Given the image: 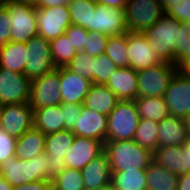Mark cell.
I'll list each match as a JSON object with an SVG mask.
<instances>
[{
	"label": "cell",
	"mask_w": 190,
	"mask_h": 190,
	"mask_svg": "<svg viewBox=\"0 0 190 190\" xmlns=\"http://www.w3.org/2000/svg\"><path fill=\"white\" fill-rule=\"evenodd\" d=\"M104 152L108 156L111 172L146 170L154 160L153 152L134 140H106Z\"/></svg>",
	"instance_id": "cell-1"
},
{
	"label": "cell",
	"mask_w": 190,
	"mask_h": 190,
	"mask_svg": "<svg viewBox=\"0 0 190 190\" xmlns=\"http://www.w3.org/2000/svg\"><path fill=\"white\" fill-rule=\"evenodd\" d=\"M49 170L50 163L45 152L28 161H22L13 156L0 165V175L12 187L38 180H49Z\"/></svg>",
	"instance_id": "cell-2"
},
{
	"label": "cell",
	"mask_w": 190,
	"mask_h": 190,
	"mask_svg": "<svg viewBox=\"0 0 190 190\" xmlns=\"http://www.w3.org/2000/svg\"><path fill=\"white\" fill-rule=\"evenodd\" d=\"M180 23L164 14L144 32L149 46L161 62L175 64V48L179 45Z\"/></svg>",
	"instance_id": "cell-3"
},
{
	"label": "cell",
	"mask_w": 190,
	"mask_h": 190,
	"mask_svg": "<svg viewBox=\"0 0 190 190\" xmlns=\"http://www.w3.org/2000/svg\"><path fill=\"white\" fill-rule=\"evenodd\" d=\"M140 116L134 100H120L108 115L107 140H133Z\"/></svg>",
	"instance_id": "cell-4"
},
{
	"label": "cell",
	"mask_w": 190,
	"mask_h": 190,
	"mask_svg": "<svg viewBox=\"0 0 190 190\" xmlns=\"http://www.w3.org/2000/svg\"><path fill=\"white\" fill-rule=\"evenodd\" d=\"M176 72V64L166 62L138 70V97H164Z\"/></svg>",
	"instance_id": "cell-5"
},
{
	"label": "cell",
	"mask_w": 190,
	"mask_h": 190,
	"mask_svg": "<svg viewBox=\"0 0 190 190\" xmlns=\"http://www.w3.org/2000/svg\"><path fill=\"white\" fill-rule=\"evenodd\" d=\"M4 7L11 17L12 42L26 43L38 35L37 12L34 5L8 0Z\"/></svg>",
	"instance_id": "cell-6"
},
{
	"label": "cell",
	"mask_w": 190,
	"mask_h": 190,
	"mask_svg": "<svg viewBox=\"0 0 190 190\" xmlns=\"http://www.w3.org/2000/svg\"><path fill=\"white\" fill-rule=\"evenodd\" d=\"M126 20L128 31L144 33L165 13L158 0H127Z\"/></svg>",
	"instance_id": "cell-7"
},
{
	"label": "cell",
	"mask_w": 190,
	"mask_h": 190,
	"mask_svg": "<svg viewBox=\"0 0 190 190\" xmlns=\"http://www.w3.org/2000/svg\"><path fill=\"white\" fill-rule=\"evenodd\" d=\"M25 75L36 79L56 69L50 50V41L39 35L26 42Z\"/></svg>",
	"instance_id": "cell-8"
},
{
	"label": "cell",
	"mask_w": 190,
	"mask_h": 190,
	"mask_svg": "<svg viewBox=\"0 0 190 190\" xmlns=\"http://www.w3.org/2000/svg\"><path fill=\"white\" fill-rule=\"evenodd\" d=\"M59 86V68L31 80L29 105L33 110L60 105L62 98Z\"/></svg>",
	"instance_id": "cell-9"
},
{
	"label": "cell",
	"mask_w": 190,
	"mask_h": 190,
	"mask_svg": "<svg viewBox=\"0 0 190 190\" xmlns=\"http://www.w3.org/2000/svg\"><path fill=\"white\" fill-rule=\"evenodd\" d=\"M31 80L24 74L0 67V104L29 103Z\"/></svg>",
	"instance_id": "cell-10"
},
{
	"label": "cell",
	"mask_w": 190,
	"mask_h": 190,
	"mask_svg": "<svg viewBox=\"0 0 190 190\" xmlns=\"http://www.w3.org/2000/svg\"><path fill=\"white\" fill-rule=\"evenodd\" d=\"M164 99L169 114L185 119L190 115V76L176 72L168 89L165 91Z\"/></svg>",
	"instance_id": "cell-11"
},
{
	"label": "cell",
	"mask_w": 190,
	"mask_h": 190,
	"mask_svg": "<svg viewBox=\"0 0 190 190\" xmlns=\"http://www.w3.org/2000/svg\"><path fill=\"white\" fill-rule=\"evenodd\" d=\"M38 35L52 40L65 33L71 25L68 6L36 8Z\"/></svg>",
	"instance_id": "cell-12"
},
{
	"label": "cell",
	"mask_w": 190,
	"mask_h": 190,
	"mask_svg": "<svg viewBox=\"0 0 190 190\" xmlns=\"http://www.w3.org/2000/svg\"><path fill=\"white\" fill-rule=\"evenodd\" d=\"M33 119L29 103L3 105L0 128L17 139L33 127Z\"/></svg>",
	"instance_id": "cell-13"
},
{
	"label": "cell",
	"mask_w": 190,
	"mask_h": 190,
	"mask_svg": "<svg viewBox=\"0 0 190 190\" xmlns=\"http://www.w3.org/2000/svg\"><path fill=\"white\" fill-rule=\"evenodd\" d=\"M91 32H100L108 36L128 32L126 9L97 4L95 12H92Z\"/></svg>",
	"instance_id": "cell-14"
},
{
	"label": "cell",
	"mask_w": 190,
	"mask_h": 190,
	"mask_svg": "<svg viewBox=\"0 0 190 190\" xmlns=\"http://www.w3.org/2000/svg\"><path fill=\"white\" fill-rule=\"evenodd\" d=\"M75 135L71 130H63L46 135L45 153L50 163L49 181L66 169L64 160L68 148L72 146Z\"/></svg>",
	"instance_id": "cell-15"
},
{
	"label": "cell",
	"mask_w": 190,
	"mask_h": 190,
	"mask_svg": "<svg viewBox=\"0 0 190 190\" xmlns=\"http://www.w3.org/2000/svg\"><path fill=\"white\" fill-rule=\"evenodd\" d=\"M128 67L138 71L152 67L161 61L149 46L148 39L142 32H127Z\"/></svg>",
	"instance_id": "cell-16"
},
{
	"label": "cell",
	"mask_w": 190,
	"mask_h": 190,
	"mask_svg": "<svg viewBox=\"0 0 190 190\" xmlns=\"http://www.w3.org/2000/svg\"><path fill=\"white\" fill-rule=\"evenodd\" d=\"M104 152V143L92 138L75 136L64 157L66 168L82 170L90 161Z\"/></svg>",
	"instance_id": "cell-17"
},
{
	"label": "cell",
	"mask_w": 190,
	"mask_h": 190,
	"mask_svg": "<svg viewBox=\"0 0 190 190\" xmlns=\"http://www.w3.org/2000/svg\"><path fill=\"white\" fill-rule=\"evenodd\" d=\"M81 117L78 118L77 124L72 132L75 136L92 138L102 141L107 140L108 116L86 108L81 104Z\"/></svg>",
	"instance_id": "cell-18"
},
{
	"label": "cell",
	"mask_w": 190,
	"mask_h": 190,
	"mask_svg": "<svg viewBox=\"0 0 190 190\" xmlns=\"http://www.w3.org/2000/svg\"><path fill=\"white\" fill-rule=\"evenodd\" d=\"M60 95L62 103L83 104L92 82L84 76H79L67 67L59 68Z\"/></svg>",
	"instance_id": "cell-19"
},
{
	"label": "cell",
	"mask_w": 190,
	"mask_h": 190,
	"mask_svg": "<svg viewBox=\"0 0 190 190\" xmlns=\"http://www.w3.org/2000/svg\"><path fill=\"white\" fill-rule=\"evenodd\" d=\"M106 86L119 100H135L138 97L137 71L131 67L117 68Z\"/></svg>",
	"instance_id": "cell-20"
},
{
	"label": "cell",
	"mask_w": 190,
	"mask_h": 190,
	"mask_svg": "<svg viewBox=\"0 0 190 190\" xmlns=\"http://www.w3.org/2000/svg\"><path fill=\"white\" fill-rule=\"evenodd\" d=\"M85 190H96L111 182V167L105 152L90 161L82 170Z\"/></svg>",
	"instance_id": "cell-21"
},
{
	"label": "cell",
	"mask_w": 190,
	"mask_h": 190,
	"mask_svg": "<svg viewBox=\"0 0 190 190\" xmlns=\"http://www.w3.org/2000/svg\"><path fill=\"white\" fill-rule=\"evenodd\" d=\"M119 101V98L106 85L92 83L83 105L108 116Z\"/></svg>",
	"instance_id": "cell-22"
},
{
	"label": "cell",
	"mask_w": 190,
	"mask_h": 190,
	"mask_svg": "<svg viewBox=\"0 0 190 190\" xmlns=\"http://www.w3.org/2000/svg\"><path fill=\"white\" fill-rule=\"evenodd\" d=\"M187 138L184 119L169 115L159 122L158 147L182 146Z\"/></svg>",
	"instance_id": "cell-23"
},
{
	"label": "cell",
	"mask_w": 190,
	"mask_h": 190,
	"mask_svg": "<svg viewBox=\"0 0 190 190\" xmlns=\"http://www.w3.org/2000/svg\"><path fill=\"white\" fill-rule=\"evenodd\" d=\"M46 144V135L38 129L32 127L21 137L16 139L15 156L22 161H28L31 158L44 153Z\"/></svg>",
	"instance_id": "cell-24"
},
{
	"label": "cell",
	"mask_w": 190,
	"mask_h": 190,
	"mask_svg": "<svg viewBox=\"0 0 190 190\" xmlns=\"http://www.w3.org/2000/svg\"><path fill=\"white\" fill-rule=\"evenodd\" d=\"M33 127L45 135L65 130L60 105L33 110Z\"/></svg>",
	"instance_id": "cell-25"
},
{
	"label": "cell",
	"mask_w": 190,
	"mask_h": 190,
	"mask_svg": "<svg viewBox=\"0 0 190 190\" xmlns=\"http://www.w3.org/2000/svg\"><path fill=\"white\" fill-rule=\"evenodd\" d=\"M179 175L152 161L146 169L147 190H177Z\"/></svg>",
	"instance_id": "cell-26"
},
{
	"label": "cell",
	"mask_w": 190,
	"mask_h": 190,
	"mask_svg": "<svg viewBox=\"0 0 190 190\" xmlns=\"http://www.w3.org/2000/svg\"><path fill=\"white\" fill-rule=\"evenodd\" d=\"M26 52V43L10 41L0 47V67L25 74Z\"/></svg>",
	"instance_id": "cell-27"
},
{
	"label": "cell",
	"mask_w": 190,
	"mask_h": 190,
	"mask_svg": "<svg viewBox=\"0 0 190 190\" xmlns=\"http://www.w3.org/2000/svg\"><path fill=\"white\" fill-rule=\"evenodd\" d=\"M134 101L140 118L160 122L170 115L164 97H137Z\"/></svg>",
	"instance_id": "cell-28"
},
{
	"label": "cell",
	"mask_w": 190,
	"mask_h": 190,
	"mask_svg": "<svg viewBox=\"0 0 190 190\" xmlns=\"http://www.w3.org/2000/svg\"><path fill=\"white\" fill-rule=\"evenodd\" d=\"M154 161L177 175L184 174V156L182 146L158 147L153 153Z\"/></svg>",
	"instance_id": "cell-29"
},
{
	"label": "cell",
	"mask_w": 190,
	"mask_h": 190,
	"mask_svg": "<svg viewBox=\"0 0 190 190\" xmlns=\"http://www.w3.org/2000/svg\"><path fill=\"white\" fill-rule=\"evenodd\" d=\"M111 183L116 190H147L146 170L112 172Z\"/></svg>",
	"instance_id": "cell-30"
},
{
	"label": "cell",
	"mask_w": 190,
	"mask_h": 190,
	"mask_svg": "<svg viewBox=\"0 0 190 190\" xmlns=\"http://www.w3.org/2000/svg\"><path fill=\"white\" fill-rule=\"evenodd\" d=\"M96 6L97 3L94 0H70L68 9L71 24L91 32L92 12H95Z\"/></svg>",
	"instance_id": "cell-31"
},
{
	"label": "cell",
	"mask_w": 190,
	"mask_h": 190,
	"mask_svg": "<svg viewBox=\"0 0 190 190\" xmlns=\"http://www.w3.org/2000/svg\"><path fill=\"white\" fill-rule=\"evenodd\" d=\"M159 122L140 118L133 140L153 153L158 148Z\"/></svg>",
	"instance_id": "cell-32"
},
{
	"label": "cell",
	"mask_w": 190,
	"mask_h": 190,
	"mask_svg": "<svg viewBox=\"0 0 190 190\" xmlns=\"http://www.w3.org/2000/svg\"><path fill=\"white\" fill-rule=\"evenodd\" d=\"M50 50L56 68L66 67L77 53L65 33L50 40Z\"/></svg>",
	"instance_id": "cell-33"
},
{
	"label": "cell",
	"mask_w": 190,
	"mask_h": 190,
	"mask_svg": "<svg viewBox=\"0 0 190 190\" xmlns=\"http://www.w3.org/2000/svg\"><path fill=\"white\" fill-rule=\"evenodd\" d=\"M127 32L121 35L109 36L105 54L114 62L117 68L128 67Z\"/></svg>",
	"instance_id": "cell-34"
},
{
	"label": "cell",
	"mask_w": 190,
	"mask_h": 190,
	"mask_svg": "<svg viewBox=\"0 0 190 190\" xmlns=\"http://www.w3.org/2000/svg\"><path fill=\"white\" fill-rule=\"evenodd\" d=\"M52 182L60 190H85L82 172L78 169L66 168Z\"/></svg>",
	"instance_id": "cell-35"
},
{
	"label": "cell",
	"mask_w": 190,
	"mask_h": 190,
	"mask_svg": "<svg viewBox=\"0 0 190 190\" xmlns=\"http://www.w3.org/2000/svg\"><path fill=\"white\" fill-rule=\"evenodd\" d=\"M94 62V56H89L84 51H81L76 53L66 67L75 74L84 76L94 83Z\"/></svg>",
	"instance_id": "cell-36"
},
{
	"label": "cell",
	"mask_w": 190,
	"mask_h": 190,
	"mask_svg": "<svg viewBox=\"0 0 190 190\" xmlns=\"http://www.w3.org/2000/svg\"><path fill=\"white\" fill-rule=\"evenodd\" d=\"M116 69L114 62L105 53L95 57L94 83L106 85Z\"/></svg>",
	"instance_id": "cell-37"
},
{
	"label": "cell",
	"mask_w": 190,
	"mask_h": 190,
	"mask_svg": "<svg viewBox=\"0 0 190 190\" xmlns=\"http://www.w3.org/2000/svg\"><path fill=\"white\" fill-rule=\"evenodd\" d=\"M109 36L100 32H89L83 51L89 56L98 57L105 53Z\"/></svg>",
	"instance_id": "cell-38"
},
{
	"label": "cell",
	"mask_w": 190,
	"mask_h": 190,
	"mask_svg": "<svg viewBox=\"0 0 190 190\" xmlns=\"http://www.w3.org/2000/svg\"><path fill=\"white\" fill-rule=\"evenodd\" d=\"M164 13L181 23L190 24V0L175 2L174 6H167Z\"/></svg>",
	"instance_id": "cell-39"
},
{
	"label": "cell",
	"mask_w": 190,
	"mask_h": 190,
	"mask_svg": "<svg viewBox=\"0 0 190 190\" xmlns=\"http://www.w3.org/2000/svg\"><path fill=\"white\" fill-rule=\"evenodd\" d=\"M16 138L0 128V165L15 156Z\"/></svg>",
	"instance_id": "cell-40"
},
{
	"label": "cell",
	"mask_w": 190,
	"mask_h": 190,
	"mask_svg": "<svg viewBox=\"0 0 190 190\" xmlns=\"http://www.w3.org/2000/svg\"><path fill=\"white\" fill-rule=\"evenodd\" d=\"M63 112L65 130H73L80 115L81 105L72 103L60 104Z\"/></svg>",
	"instance_id": "cell-41"
},
{
	"label": "cell",
	"mask_w": 190,
	"mask_h": 190,
	"mask_svg": "<svg viewBox=\"0 0 190 190\" xmlns=\"http://www.w3.org/2000/svg\"><path fill=\"white\" fill-rule=\"evenodd\" d=\"M88 33L87 29L72 24L65 31L67 38L71 41L77 52L83 51Z\"/></svg>",
	"instance_id": "cell-42"
},
{
	"label": "cell",
	"mask_w": 190,
	"mask_h": 190,
	"mask_svg": "<svg viewBox=\"0 0 190 190\" xmlns=\"http://www.w3.org/2000/svg\"><path fill=\"white\" fill-rule=\"evenodd\" d=\"M190 52V31L188 25L180 23L179 45L175 48V64Z\"/></svg>",
	"instance_id": "cell-43"
},
{
	"label": "cell",
	"mask_w": 190,
	"mask_h": 190,
	"mask_svg": "<svg viewBox=\"0 0 190 190\" xmlns=\"http://www.w3.org/2000/svg\"><path fill=\"white\" fill-rule=\"evenodd\" d=\"M11 17L8 10L4 7L0 11V47L5 46L11 41Z\"/></svg>",
	"instance_id": "cell-44"
},
{
	"label": "cell",
	"mask_w": 190,
	"mask_h": 190,
	"mask_svg": "<svg viewBox=\"0 0 190 190\" xmlns=\"http://www.w3.org/2000/svg\"><path fill=\"white\" fill-rule=\"evenodd\" d=\"M52 184L53 182L49 180H38L12 187V190H50Z\"/></svg>",
	"instance_id": "cell-45"
},
{
	"label": "cell",
	"mask_w": 190,
	"mask_h": 190,
	"mask_svg": "<svg viewBox=\"0 0 190 190\" xmlns=\"http://www.w3.org/2000/svg\"><path fill=\"white\" fill-rule=\"evenodd\" d=\"M70 0H39L36 8H54L57 6H68Z\"/></svg>",
	"instance_id": "cell-46"
},
{
	"label": "cell",
	"mask_w": 190,
	"mask_h": 190,
	"mask_svg": "<svg viewBox=\"0 0 190 190\" xmlns=\"http://www.w3.org/2000/svg\"><path fill=\"white\" fill-rule=\"evenodd\" d=\"M176 69L178 72L190 76V52L176 63Z\"/></svg>",
	"instance_id": "cell-47"
},
{
	"label": "cell",
	"mask_w": 190,
	"mask_h": 190,
	"mask_svg": "<svg viewBox=\"0 0 190 190\" xmlns=\"http://www.w3.org/2000/svg\"><path fill=\"white\" fill-rule=\"evenodd\" d=\"M184 156V174L190 172V137H187L182 144Z\"/></svg>",
	"instance_id": "cell-48"
},
{
	"label": "cell",
	"mask_w": 190,
	"mask_h": 190,
	"mask_svg": "<svg viewBox=\"0 0 190 190\" xmlns=\"http://www.w3.org/2000/svg\"><path fill=\"white\" fill-rule=\"evenodd\" d=\"M98 5L125 9L127 0H94Z\"/></svg>",
	"instance_id": "cell-49"
},
{
	"label": "cell",
	"mask_w": 190,
	"mask_h": 190,
	"mask_svg": "<svg viewBox=\"0 0 190 190\" xmlns=\"http://www.w3.org/2000/svg\"><path fill=\"white\" fill-rule=\"evenodd\" d=\"M177 190H190V172L179 175Z\"/></svg>",
	"instance_id": "cell-50"
},
{
	"label": "cell",
	"mask_w": 190,
	"mask_h": 190,
	"mask_svg": "<svg viewBox=\"0 0 190 190\" xmlns=\"http://www.w3.org/2000/svg\"><path fill=\"white\" fill-rule=\"evenodd\" d=\"M0 190H12V186L0 175Z\"/></svg>",
	"instance_id": "cell-51"
},
{
	"label": "cell",
	"mask_w": 190,
	"mask_h": 190,
	"mask_svg": "<svg viewBox=\"0 0 190 190\" xmlns=\"http://www.w3.org/2000/svg\"><path fill=\"white\" fill-rule=\"evenodd\" d=\"M162 6L163 9H165L167 6H174L175 2H180L181 0H158Z\"/></svg>",
	"instance_id": "cell-52"
},
{
	"label": "cell",
	"mask_w": 190,
	"mask_h": 190,
	"mask_svg": "<svg viewBox=\"0 0 190 190\" xmlns=\"http://www.w3.org/2000/svg\"><path fill=\"white\" fill-rule=\"evenodd\" d=\"M96 190H116L115 186L110 182L107 185L97 188Z\"/></svg>",
	"instance_id": "cell-53"
},
{
	"label": "cell",
	"mask_w": 190,
	"mask_h": 190,
	"mask_svg": "<svg viewBox=\"0 0 190 190\" xmlns=\"http://www.w3.org/2000/svg\"><path fill=\"white\" fill-rule=\"evenodd\" d=\"M185 123H186V134H187V137H190V115L187 116L185 119H184Z\"/></svg>",
	"instance_id": "cell-54"
},
{
	"label": "cell",
	"mask_w": 190,
	"mask_h": 190,
	"mask_svg": "<svg viewBox=\"0 0 190 190\" xmlns=\"http://www.w3.org/2000/svg\"><path fill=\"white\" fill-rule=\"evenodd\" d=\"M18 3H26V4H31V5H36L39 0H12Z\"/></svg>",
	"instance_id": "cell-55"
},
{
	"label": "cell",
	"mask_w": 190,
	"mask_h": 190,
	"mask_svg": "<svg viewBox=\"0 0 190 190\" xmlns=\"http://www.w3.org/2000/svg\"><path fill=\"white\" fill-rule=\"evenodd\" d=\"M6 1H8V0H0V11L4 8Z\"/></svg>",
	"instance_id": "cell-56"
},
{
	"label": "cell",
	"mask_w": 190,
	"mask_h": 190,
	"mask_svg": "<svg viewBox=\"0 0 190 190\" xmlns=\"http://www.w3.org/2000/svg\"><path fill=\"white\" fill-rule=\"evenodd\" d=\"M50 190H60V189L56 188V187L52 184V187H51Z\"/></svg>",
	"instance_id": "cell-57"
},
{
	"label": "cell",
	"mask_w": 190,
	"mask_h": 190,
	"mask_svg": "<svg viewBox=\"0 0 190 190\" xmlns=\"http://www.w3.org/2000/svg\"><path fill=\"white\" fill-rule=\"evenodd\" d=\"M2 108H3V105L0 104V118H1Z\"/></svg>",
	"instance_id": "cell-58"
}]
</instances>
